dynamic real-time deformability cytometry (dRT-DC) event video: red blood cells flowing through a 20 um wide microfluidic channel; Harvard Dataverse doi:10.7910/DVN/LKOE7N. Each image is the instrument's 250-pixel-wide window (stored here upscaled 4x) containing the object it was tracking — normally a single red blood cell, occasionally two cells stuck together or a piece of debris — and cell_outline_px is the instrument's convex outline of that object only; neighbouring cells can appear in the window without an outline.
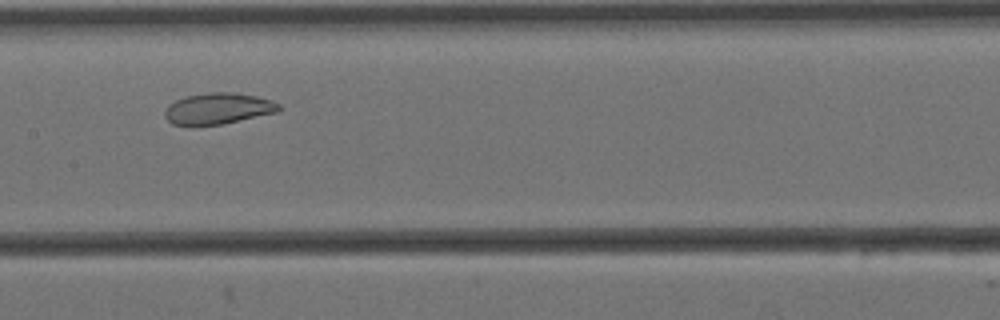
{"species": "Egyptian fruit bat (a non-hibernating species)", "species_latin": "Rousettus aegyptiacus", "temperature_condition": "cold", "stored_images_in_passage": 7, "camera_frame_rate_fps": 3000, "um_per_image_px": 0.085, "animal": {"sex": "female"}, "frame": {"image": 1, "passage_image": 6, "time_ms": 1.667, "image_size_px": [1000, 320], "cell_outline_px": [[280, 112], [224, 124], [172, 124], [164, 116], [164, 112], [168, 104], [184, 96], [212, 92], [232, 92], [256, 96], [272, 100], [280, 104]], "centroid_in_image_um": [18.58, 9.21], "position_along_channel_um": 188.8, "area_um2": 20.75}}
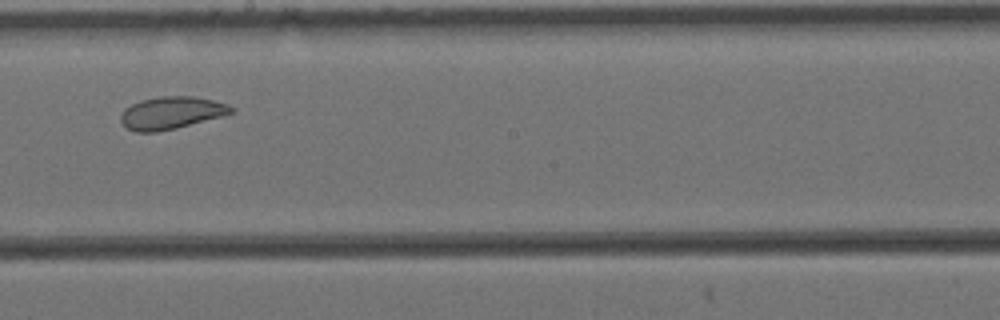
{"frame": {"image": 2, "passage_image": 7, "time_ms": 2.0, "image_size_px": [1000, 320], "cell_outline_px": [[232, 112], [220, 116], [176, 128], [156, 132], [136, 132], [124, 128], [120, 120], [120, 116], [124, 108], [140, 100], [160, 96], [192, 96], [212, 100], [228, 104], [232, 108]], "centroid_in_image_um": [14.47, 9.59], "position_along_channel_um": 233.7, "area_um2": 20.75}}